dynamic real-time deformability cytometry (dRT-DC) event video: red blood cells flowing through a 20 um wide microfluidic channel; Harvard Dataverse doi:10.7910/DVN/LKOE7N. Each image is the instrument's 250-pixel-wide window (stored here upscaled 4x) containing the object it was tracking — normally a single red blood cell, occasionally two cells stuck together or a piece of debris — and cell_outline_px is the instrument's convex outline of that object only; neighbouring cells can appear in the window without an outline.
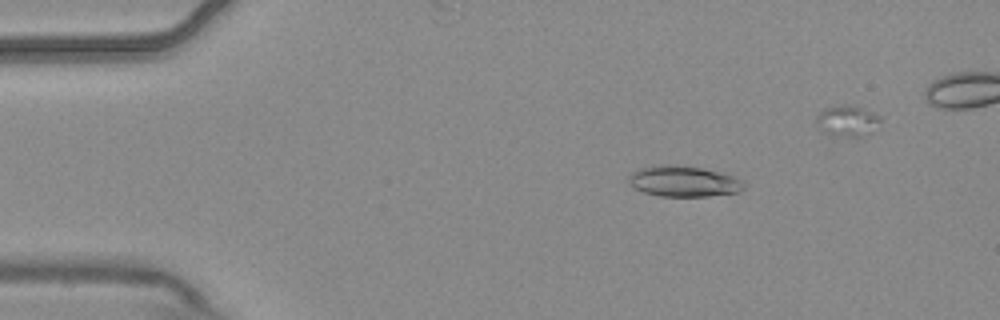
{"species": "common noctule bat (a hibernating species)", "species_latin": "Nyctalus noctula", "temperature_condition": "warm", "stored_images_in_passage": 5, "camera_frame_rate_fps": 3000, "um_per_image_px": 0.085, "animal": {"sex": "male", "body_mass_g": 20.4}, "frame": {"image": 1, "passage_image": 2, "time_ms": 0.333, "image_size_px": [1000, 320], "cell_outline_px": [[744, 188], [740, 192], [708, 196], [660, 196], [644, 192], [636, 188], [628, 180], [628, 176], [632, 172], [640, 168], [664, 164], [676, 164], [724, 172], [744, 180]], "centroid_in_image_um": [58.16, 15.4], "position_along_channel_um": 26.8, "area_um2": 20.81}}